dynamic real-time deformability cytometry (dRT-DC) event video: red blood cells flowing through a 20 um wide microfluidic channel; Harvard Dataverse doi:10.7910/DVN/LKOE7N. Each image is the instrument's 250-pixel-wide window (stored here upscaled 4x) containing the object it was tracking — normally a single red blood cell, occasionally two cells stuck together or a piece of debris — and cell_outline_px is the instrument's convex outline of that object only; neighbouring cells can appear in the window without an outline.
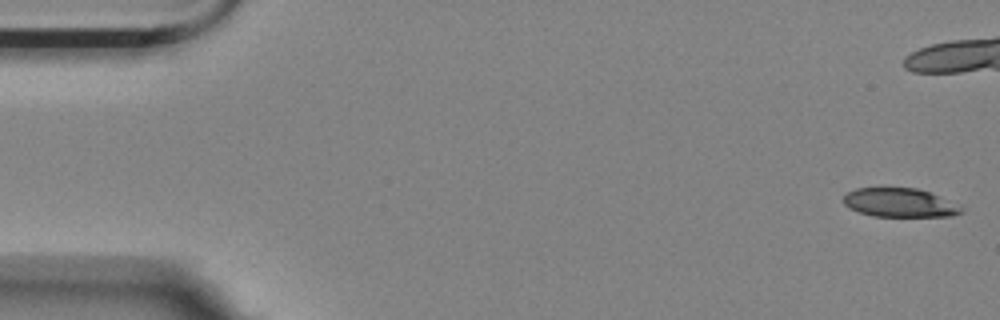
{"species": "Egyptian fruit bat (a non-hibernating species)", "species_latin": "Rousettus aegyptiacus", "temperature_condition": "room temperature", "stored_images_in_passage": 57, "camera_frame_rate_fps": 3000, "um_per_image_px": 0.085, "animal": {"sex": "female"}, "frame": {"image": 1, "passage_image": 1, "time_ms": 0.0, "image_size_px": [1000, 320], "cell_outline_px": [[964, 212], [952, 216], [872, 216], [848, 208], [844, 204], [844, 196], [848, 192], [856, 188], [916, 188], [928, 192], [960, 208]], "centroid_in_image_um": [76.38, 17.23], "position_along_channel_um": 8.6, "area_um2": 19.25}}
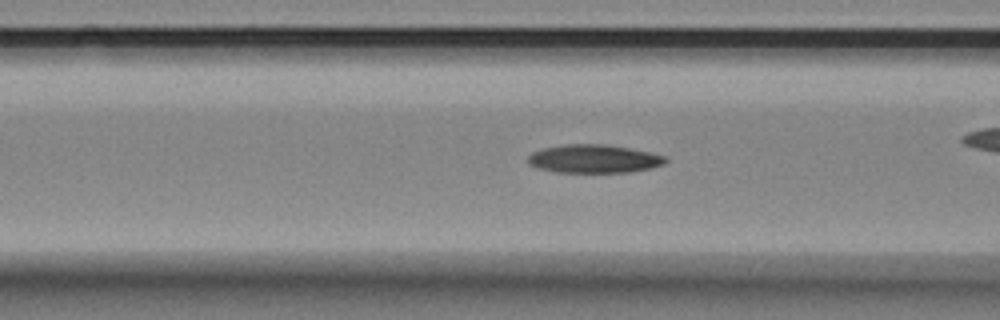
{"frame": {"image": 2, "passage_image": 21, "time_ms": 6.667, "image_size_px": [1000, 320], "cell_outline_px": [[668, 160], [664, 164], [648, 168], [628, 172], [556, 172], [536, 168], [528, 164], [528, 156], [532, 152], [544, 148], [564, 144], [600, 144], [628, 148], [648, 152], [664, 156]], "centroid_in_image_um": [50.42, 13.5], "position_along_channel_um": 116.2, "area_um2": 22.48}}
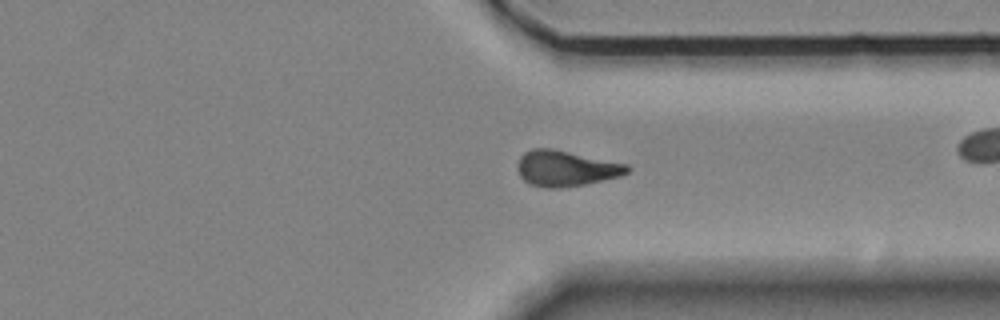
{"frame": {"image": 3, "passage_image": 42, "time_ms": 13.667, "image_size_px": [1000, 320], "cell_outline_px": [[632, 168], [628, 172], [620, 176], [604, 180], [584, 184], [560, 188], [544, 188], [528, 184], [520, 176], [516, 168], [520, 156], [524, 152], [532, 148], [552, 148], [628, 164]], "centroid_in_image_um": [48.08, 14.31], "position_along_channel_um": 363.3, "area_um2": 23.06}, "authors_computed_cell_mechanics": {"area_um2": 22.3108, "velocity_mm_per_s": 3.5324, "shape_relaxation_time_tau1_ms": 8.3011, "shape_relaxation_time_tau2_ms": 11.3517, "deformation_change_tau1": 0.1889, "deformation_change_tau2": 0.1879}}